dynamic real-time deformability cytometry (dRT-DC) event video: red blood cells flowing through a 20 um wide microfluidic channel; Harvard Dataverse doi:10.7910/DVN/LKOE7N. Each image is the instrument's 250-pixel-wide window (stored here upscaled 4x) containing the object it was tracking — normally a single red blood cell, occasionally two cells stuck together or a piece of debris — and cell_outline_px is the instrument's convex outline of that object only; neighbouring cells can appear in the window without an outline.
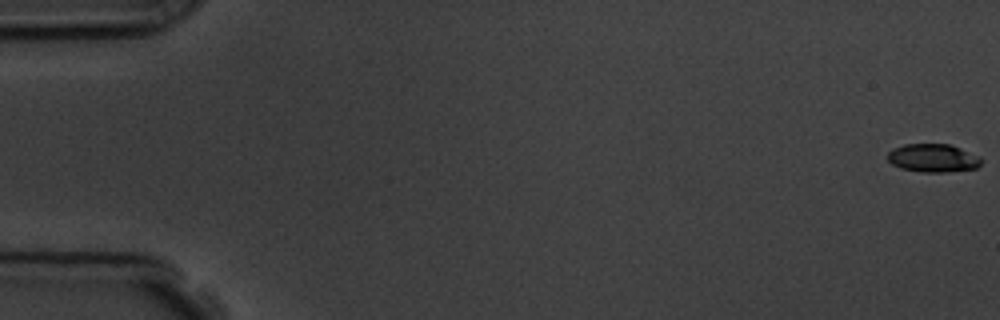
{"species": "common noctule bat (a hibernating species)", "species_latin": "Nyctalus noctula", "temperature_condition": "room temperature", "stored_images_in_passage": 5, "camera_frame_rate_fps": 3000, "um_per_image_px": 0.085, "animal": {"sex": "male", "body_mass_g": 19.5, "forearm_length_mm": 54.6}, "frame": {"image": 1, "passage_image": 1, "time_ms": 0.0, "image_size_px": [1000, 320], "cell_outline_px": [[984, 160], [976, 168], [944, 172], [920, 172], [900, 168], [892, 164], [888, 160], [888, 152], [892, 148], [904, 144], [948, 144], [960, 148], [980, 156]], "centroid_in_image_um": [79.3, 13.43], "position_along_channel_um": 5.7, "area_um2": 15.49}}